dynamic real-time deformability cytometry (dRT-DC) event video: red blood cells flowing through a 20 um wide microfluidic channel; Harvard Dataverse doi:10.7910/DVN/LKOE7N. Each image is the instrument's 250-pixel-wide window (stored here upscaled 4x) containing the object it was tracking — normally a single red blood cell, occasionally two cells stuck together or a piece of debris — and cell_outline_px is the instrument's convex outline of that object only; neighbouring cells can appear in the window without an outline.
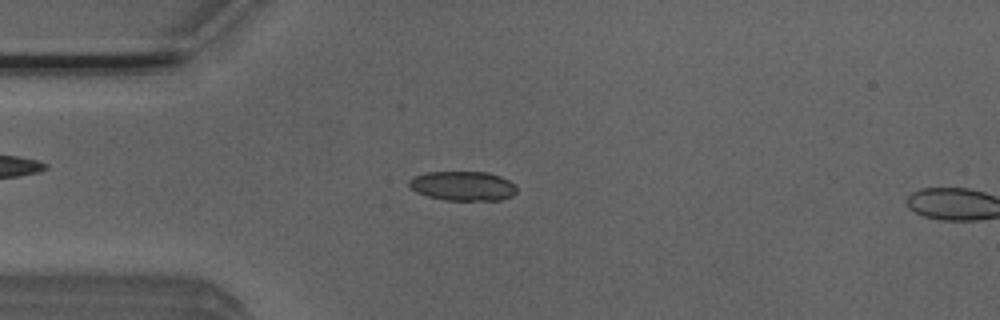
{"species": "Egyptian fruit bat (a non-hibernating species)", "species_latin": "Rousettus aegyptiacus", "temperature_condition": "room temperature", "stored_images_in_passage": 15, "camera_frame_rate_fps": 3000, "um_per_image_px": 0.085, "animal": {"sex": "male"}, "frame": {"image": 1, "passage_image": 13, "time_ms": 4.0, "image_size_px": [1000, 320], "cell_outline_px": [[516, 192], [512, 196], [500, 200], [444, 200], [428, 196], [416, 192], [408, 188], [408, 180], [412, 176], [428, 172], [488, 172], [500, 176], [516, 184]], "centroid_in_image_um": [39.31, 15.8], "position_along_channel_um": 45.7, "area_um2": 18.67}}